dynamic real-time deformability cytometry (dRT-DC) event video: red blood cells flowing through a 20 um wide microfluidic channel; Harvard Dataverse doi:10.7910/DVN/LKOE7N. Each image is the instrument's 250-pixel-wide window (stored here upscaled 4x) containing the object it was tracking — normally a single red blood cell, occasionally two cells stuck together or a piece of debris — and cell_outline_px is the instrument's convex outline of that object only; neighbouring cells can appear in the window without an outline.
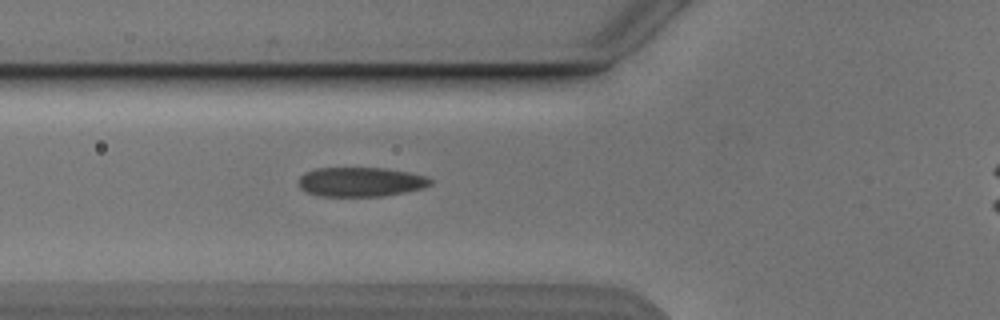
{"species": "Egyptian fruit bat (a non-hibernating species)", "species_latin": "Rousettus aegyptiacus", "temperature_condition": "cold", "stored_images_in_passage": 4, "camera_frame_rate_fps": 3000, "um_per_image_px": 0.085, "animal": {"sex": "male"}, "frame": {"image": 1, "passage_image": 3, "time_ms": 2.333, "image_size_px": [1000, 320], "cell_outline_px": [[432, 184], [424, 188], [404, 192], [380, 196], [320, 196], [304, 192], [300, 188], [296, 180], [300, 176], [316, 168], [384, 168], [408, 172], [424, 176], [432, 180]], "centroid_in_image_um": [30.62, 15.46], "position_along_channel_um": 95.2, "area_um2": 22.6}}